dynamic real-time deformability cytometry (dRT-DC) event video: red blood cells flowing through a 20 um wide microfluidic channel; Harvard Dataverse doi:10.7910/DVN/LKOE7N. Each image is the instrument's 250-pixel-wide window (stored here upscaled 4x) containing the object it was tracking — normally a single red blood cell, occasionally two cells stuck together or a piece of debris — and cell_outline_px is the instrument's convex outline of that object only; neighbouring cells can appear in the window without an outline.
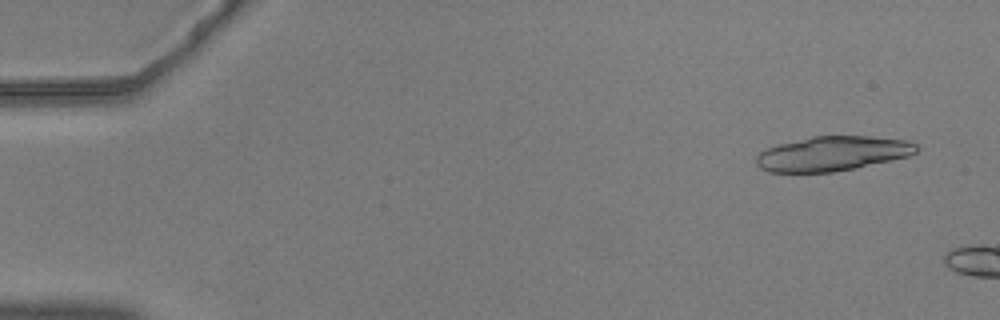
{"species": "common noctule bat (a hibernating species)", "species_latin": "Nyctalus noctula", "temperature_condition": "warm", "stored_images_in_passage": 7, "camera_frame_rate_fps": 3000, "um_per_image_px": 0.085, "animal": {"sex": "male", "body_mass_g": 20.5, "forearm_length_mm": 52.5}, "frame": {"image": 1, "passage_image": 4, "time_ms": 1.0, "image_size_px": [1000, 320], "cell_outline_px": [[916, 152], [908, 156], [856, 168], [832, 172], [768, 172], [760, 168], [756, 164], [756, 156], [760, 152], [768, 148], [780, 144], [812, 136], [868, 136], [908, 140], [916, 144]], "centroid_in_image_um": [70.75, 13.06], "position_along_channel_um": 14.3, "area_um2": 32.14}}